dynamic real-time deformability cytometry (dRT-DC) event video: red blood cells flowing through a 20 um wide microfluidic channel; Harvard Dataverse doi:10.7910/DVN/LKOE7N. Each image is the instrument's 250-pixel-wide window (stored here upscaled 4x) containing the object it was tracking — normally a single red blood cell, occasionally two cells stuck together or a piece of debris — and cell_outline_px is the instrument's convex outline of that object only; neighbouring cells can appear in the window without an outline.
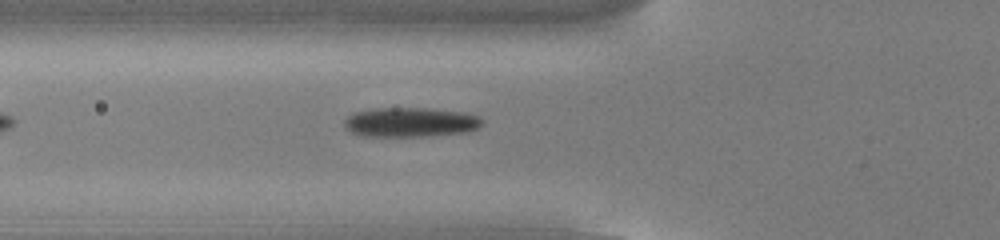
{"species": "common noctule bat (a hibernating species)", "species_latin": "Nyctalus noctula", "temperature_condition": "cold", "stored_images_in_passage": 27, "camera_frame_rate_fps": 3000, "um_per_image_px": 0.085, "animal": {"sex": "male", "body_mass_g": 13.0, "forearm_length_mm": 53.1}, "frame": {"image": 1, "passage_image": 7, "time_ms": 2.0, "image_size_px": [1000, 240], "cell_outline_px": [[484, 120], [480, 128], [468, 132], [424, 136], [360, 136], [352, 132], [344, 124], [344, 120], [352, 112], [372, 108], [424, 108], [460, 112], [476, 116]], "centroid_in_image_um": [34.87, 10.39], "position_along_channel_um": 90.9, "area_um2": 23.7}}
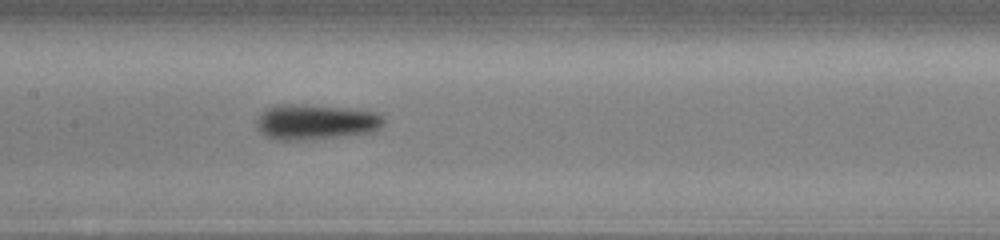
{"frame": {"image": 2, "passage_image": 14, "time_ms": 4.333, "image_size_px": [1000, 240], "cell_outline_px": [[384, 124], [380, 128], [372, 132], [344, 136], [312, 140], [276, 140], [260, 132], [256, 128], [256, 120], [268, 108], [280, 104], [292, 104], [344, 108], [372, 112], [380, 116], [384, 120]], "centroid_in_image_um": [26.81, 10.4], "position_along_channel_um": 180.6, "area_um2": 25.89}}
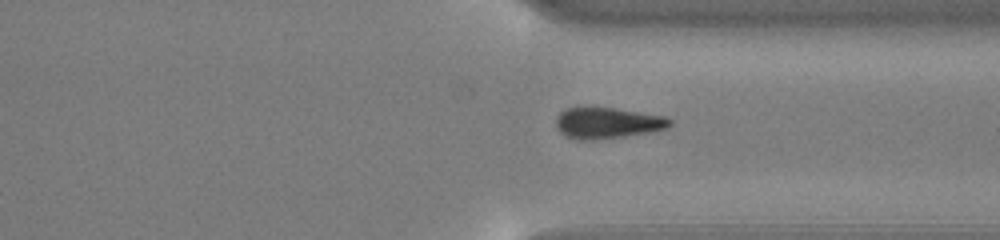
{"frame": {"image": 3, "passage_image": 25, "time_ms": 8.0, "image_size_px": [1000, 240], "cell_outline_px": [[672, 124], [668, 128], [652, 132], [624, 136], [592, 140], [576, 140], [564, 136], [560, 132], [556, 124], [556, 116], [564, 108], [616, 108], [668, 116], [672, 120]], "centroid_in_image_um": [51.66, 10.46], "position_along_channel_um": 359.7, "area_um2": 20.87}}